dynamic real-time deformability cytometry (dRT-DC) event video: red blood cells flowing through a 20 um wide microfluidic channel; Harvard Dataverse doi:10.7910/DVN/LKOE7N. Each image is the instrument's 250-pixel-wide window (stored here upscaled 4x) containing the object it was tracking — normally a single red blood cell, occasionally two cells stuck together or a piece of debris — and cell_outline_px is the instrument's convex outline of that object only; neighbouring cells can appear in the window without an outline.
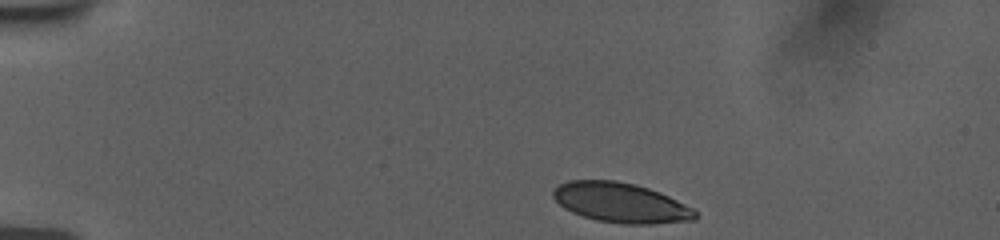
{"species": "human", "species_latin": "Homo sapiens", "temperature_condition": "room temperature", "stored_images_in_passage": 45, "camera_frame_rate_fps": 3000, "um_per_image_px": 0.085, "donor": {"sex": "female"}, "frame": {"image": 1, "passage_image": 1, "time_ms": 0.0, "image_size_px": [1000, 240], "cell_outline_px": [[696, 220], [652, 224], [620, 224], [596, 220], [572, 212], [564, 208], [552, 196], [552, 192], [560, 184], [568, 180], [616, 180], [636, 184], [660, 192], [692, 208], [696, 212]], "centroid_in_image_um": [52.76, 17.23], "position_along_channel_um": 32.2, "area_um2": 32.95}}
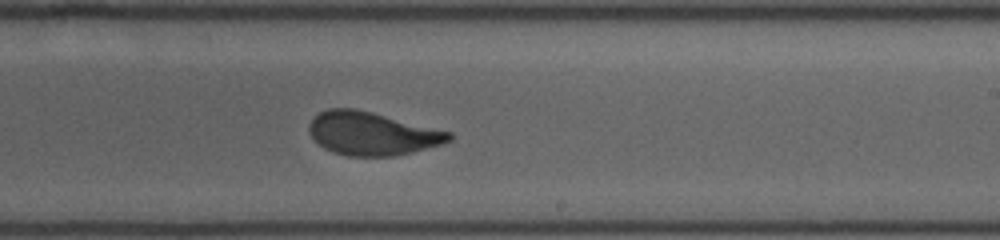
{"frame": {"image": 2, "passage_image": 25, "time_ms": 8.0, "image_size_px": [1000, 240], "cell_outline_px": [[452, 140], [444, 144], [412, 152], [392, 156], [348, 156], [332, 152], [324, 148], [312, 136], [308, 128], [308, 124], [320, 112], [328, 108], [356, 108], [452, 132]], "centroid_in_image_um": [31.64, 11.35], "position_along_channel_um": 257.4, "area_um2": 35.2}}
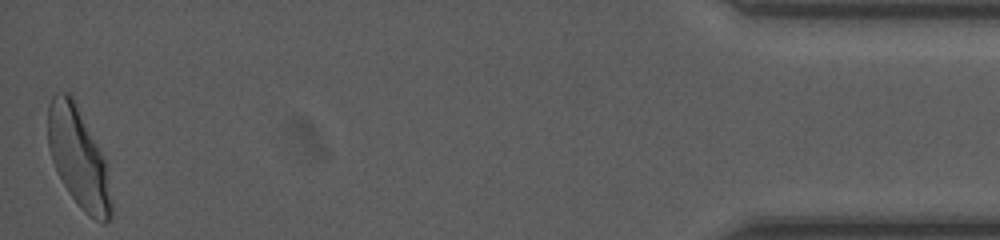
{"frame": {"image": 3, "passage_image": 45, "time_ms": 14.667, "image_size_px": [1000, 240], "cell_outline_px": [[112, 216], [104, 224], [88, 216], [80, 208], [68, 192], [52, 160], [48, 144], [48, 104], [52, 96], [56, 92], [68, 92], [72, 96], [104, 160], [112, 204]], "centroid_in_image_um": [6.64, 13.43], "position_along_channel_um": 428.6, "area_um2": 36.07}, "authors_computed_cell_mechanics": {"area_um2": 35.4314, "velocity_mm_per_s": 3.7617, "shape_relaxation_time_tau1_ms": 3.858, "shape_relaxation_time_tau2_ms": null, "deformation_change_tau1": 0.162, "deformation_change_tau2": null}}